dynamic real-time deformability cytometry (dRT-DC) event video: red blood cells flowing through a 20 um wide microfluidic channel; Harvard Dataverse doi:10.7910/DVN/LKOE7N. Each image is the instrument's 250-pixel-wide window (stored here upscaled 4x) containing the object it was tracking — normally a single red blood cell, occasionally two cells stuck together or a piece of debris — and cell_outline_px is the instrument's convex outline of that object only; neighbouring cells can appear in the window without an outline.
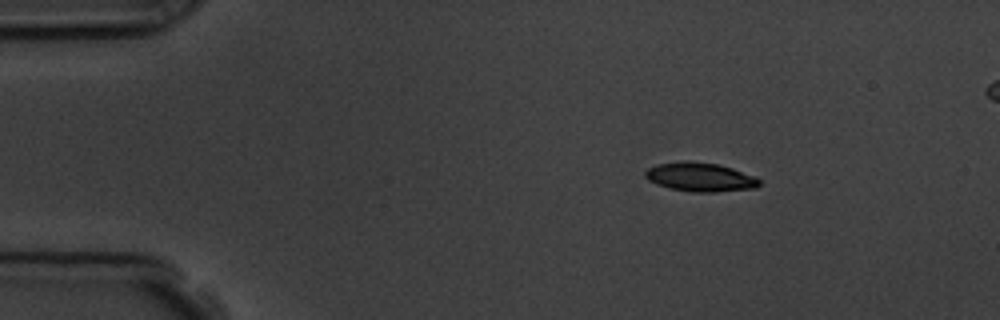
{"species": "common noctule bat (a hibernating species)", "species_latin": "Nyctalus noctula", "temperature_condition": "room temperature", "stored_images_in_passage": 4, "segment_of_instrument_passage": [1, 2], "camera_frame_rate_fps": 3000, "um_per_image_px": 0.085, "animal": {"sex": "male", "body_mass_g": 19.5, "forearm_length_mm": 54.6}, "frame": {"image": 1, "passage_image": 1, "time_ms": 0.0, "image_size_px": [1000, 320], "cell_outline_px": [[760, 184], [756, 188], [712, 192], [692, 192], [672, 188], [656, 184], [648, 180], [644, 176], [644, 172], [648, 168], [656, 164], [684, 160], [692, 160], [720, 164], [756, 176], [760, 180]], "centroid_in_image_um": [59.51, 15.03], "position_along_channel_um": 25.5, "area_um2": 19.48}}